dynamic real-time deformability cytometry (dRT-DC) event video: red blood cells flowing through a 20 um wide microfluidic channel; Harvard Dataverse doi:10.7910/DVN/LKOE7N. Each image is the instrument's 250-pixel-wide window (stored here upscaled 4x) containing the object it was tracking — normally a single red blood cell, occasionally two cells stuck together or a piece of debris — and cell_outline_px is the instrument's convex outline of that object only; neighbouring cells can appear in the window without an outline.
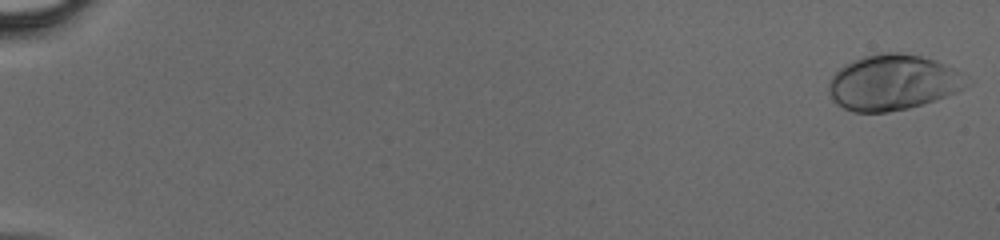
{"species": "human", "species_latin": "Homo sapiens", "temperature_condition": "cold", "stored_images_in_passage": 49, "camera_frame_rate_fps": 3000, "um_per_image_px": 0.085, "donor": {"sex": "male"}, "frame": {"image": 1, "passage_image": 2, "time_ms": 0.333, "image_size_px": [1000, 240], "cell_outline_px": [[964, 88], [956, 92], [936, 100], [908, 108], [888, 112], [852, 112], [836, 104], [832, 100], [828, 92], [828, 84], [832, 76], [844, 64], [852, 60], [876, 52], [900, 52], [920, 56], [936, 60], [952, 68], [956, 72], [964, 84]], "centroid_in_image_um": [75.78, 7.01], "position_along_channel_um": 9.2, "area_um2": 44.22}}
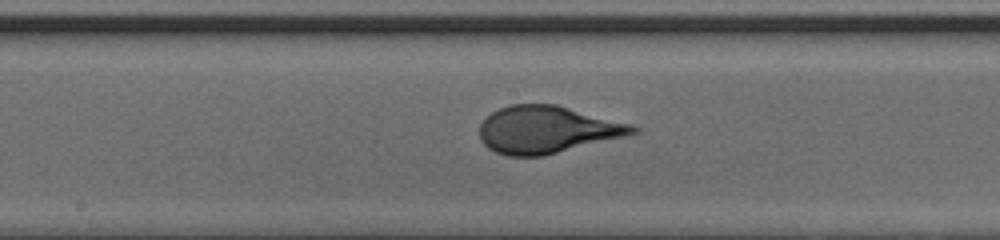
{"frame": {"image": 2, "passage_image": 28, "time_ms": 9.0, "image_size_px": [1000, 240], "cell_outline_px": [[640, 132], [544, 156], [508, 156], [496, 152], [488, 148], [480, 140], [480, 124], [492, 112], [500, 108], [512, 104], [556, 104], [632, 124], [640, 128]], "centroid_in_image_um": [46.5, 11.02], "position_along_channel_um": 201.7, "area_um2": 42.08}}
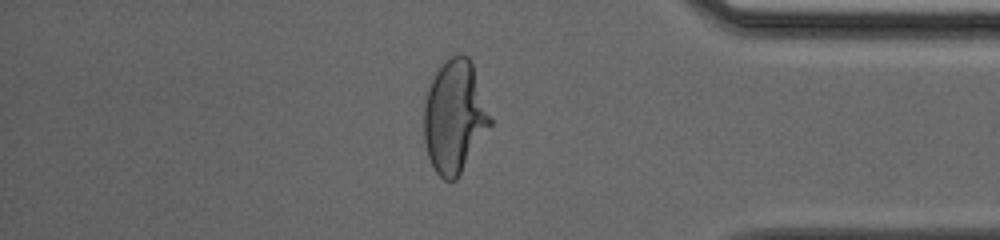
{"frame": {"image": 3, "passage_image": 42, "time_ms": 13.667, "image_size_px": [1000, 240], "cell_outline_px": [[492, 124], [456, 180], [444, 180], [436, 172], [428, 156], [424, 140], [424, 104], [428, 88], [436, 72], [452, 56], [468, 56], [472, 64], [492, 120]], "centroid_in_image_um": [38.63, 9.96], "position_along_channel_um": 396.6, "area_um2": 42.77}}